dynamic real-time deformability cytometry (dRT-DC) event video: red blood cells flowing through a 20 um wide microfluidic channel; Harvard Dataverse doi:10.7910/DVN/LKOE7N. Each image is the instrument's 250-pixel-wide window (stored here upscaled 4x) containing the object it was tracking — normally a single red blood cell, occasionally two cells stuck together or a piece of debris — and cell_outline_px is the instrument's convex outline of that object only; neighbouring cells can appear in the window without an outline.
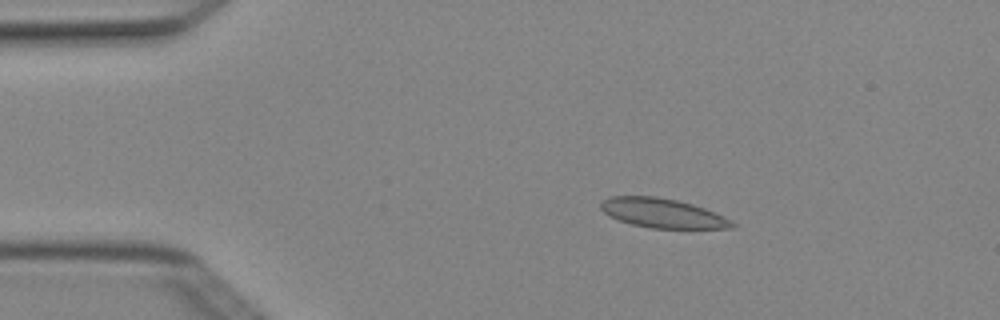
{"species": "Egyptian fruit bat (a non-hibernating species)", "species_latin": "Rousettus aegyptiacus", "temperature_condition": "cold", "stored_images_in_passage": 4, "camera_frame_rate_fps": 3000, "um_per_image_px": 0.085, "animal": {"sex": "female"}, "frame": {"image": 1, "passage_image": 2, "time_ms": 0.333, "image_size_px": [1000, 320], "cell_outline_px": [[736, 224], [732, 228], [652, 228], [632, 224], [620, 220], [604, 212], [600, 208], [600, 204], [604, 200], [612, 196], [656, 196], [676, 200], [692, 204], [704, 208], [724, 216], [732, 220]], "centroid_in_image_um": [56.34, 18.11], "position_along_channel_um": 28.7, "area_um2": 22.2}}
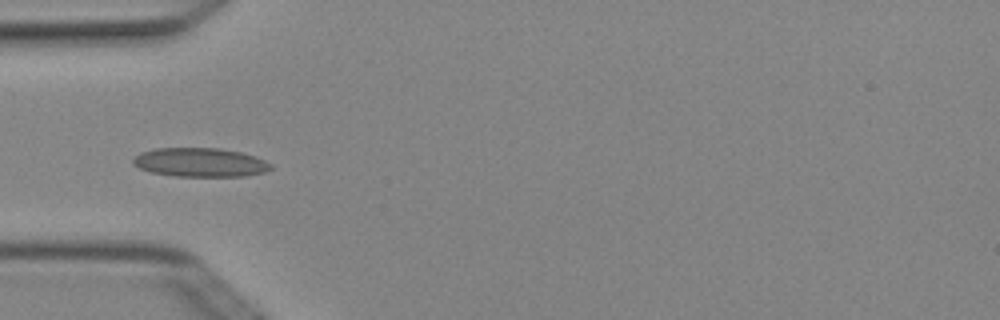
{"frame": {"image": 2, "passage_image": 4, "time_ms": 1.0, "image_size_px": [1000, 320], "cell_outline_px": [[272, 168], [264, 172], [244, 176], [176, 176], [152, 172], [140, 168], [132, 164], [132, 160], [140, 152], [156, 148], [220, 148], [240, 152], [256, 156], [272, 164]], "centroid_in_image_um": [17.02, 13.79], "position_along_channel_um": 68.0, "area_um2": 23.18}}